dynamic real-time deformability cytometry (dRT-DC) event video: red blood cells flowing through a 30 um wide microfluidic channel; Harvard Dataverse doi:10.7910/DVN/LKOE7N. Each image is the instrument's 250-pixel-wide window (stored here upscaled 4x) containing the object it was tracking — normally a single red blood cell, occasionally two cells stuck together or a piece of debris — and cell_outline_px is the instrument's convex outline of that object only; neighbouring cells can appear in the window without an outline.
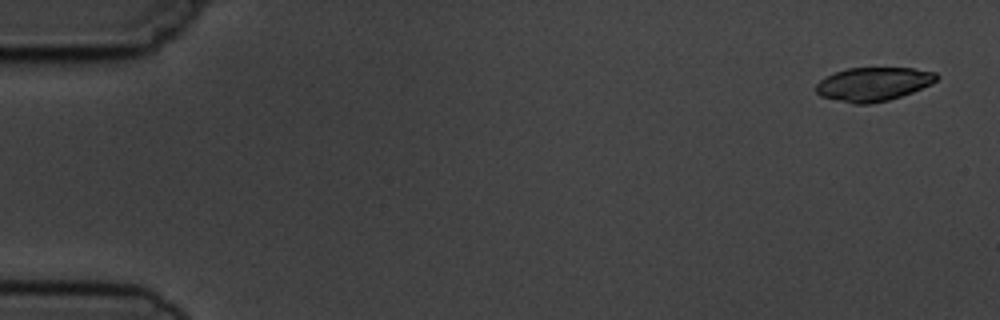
{"species": "common noctule bat (a hibernating species)", "species_latin": "Nyctalus noctula", "temperature_condition": "cold", "stored_images_in_passage": 4, "camera_frame_rate_fps": 3000, "um_per_image_px": 0.085, "animal": {"sex": "male", "body_mass_g": 19.5, "forearm_length_mm": 54.6}, "frame": {"image": 1, "passage_image": 1, "time_ms": 0.0, "image_size_px": [1000, 320], "cell_outline_px": [[940, 76], [932, 84], [912, 92], [888, 100], [868, 104], [856, 104], [820, 96], [816, 92], [816, 84], [820, 80], [836, 72], [848, 68], [912, 68], [936, 72]], "centroid_in_image_um": [74.26, 7.14], "position_along_channel_um": 10.7, "area_um2": 23.52}}